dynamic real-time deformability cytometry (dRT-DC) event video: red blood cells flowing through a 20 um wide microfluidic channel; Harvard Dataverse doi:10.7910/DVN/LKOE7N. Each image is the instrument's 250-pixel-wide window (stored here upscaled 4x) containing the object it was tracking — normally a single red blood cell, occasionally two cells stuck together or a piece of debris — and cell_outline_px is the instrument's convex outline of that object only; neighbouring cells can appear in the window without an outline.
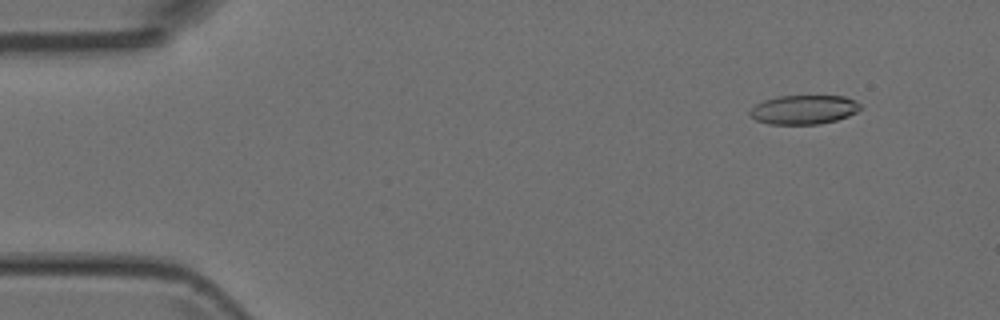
{"species": "Egyptian fruit bat (a non-hibernating species)", "species_latin": "Rousettus aegyptiacus", "temperature_condition": "room temperature", "stored_images_in_passage": 5, "camera_frame_rate_fps": 3000, "um_per_image_px": 0.085, "animal": {"sex": "female"}, "frame": {"image": 1, "passage_image": 2, "time_ms": 1.333, "image_size_px": [1000, 320], "cell_outline_px": [[860, 108], [856, 112], [848, 116], [836, 120], [820, 124], [768, 124], [756, 120], [748, 112], [756, 104], [764, 100], [780, 96], [844, 96], [856, 100], [860, 104]], "centroid_in_image_um": [68.33, 9.32], "position_along_channel_um": 16.7, "area_um2": 18.67}}
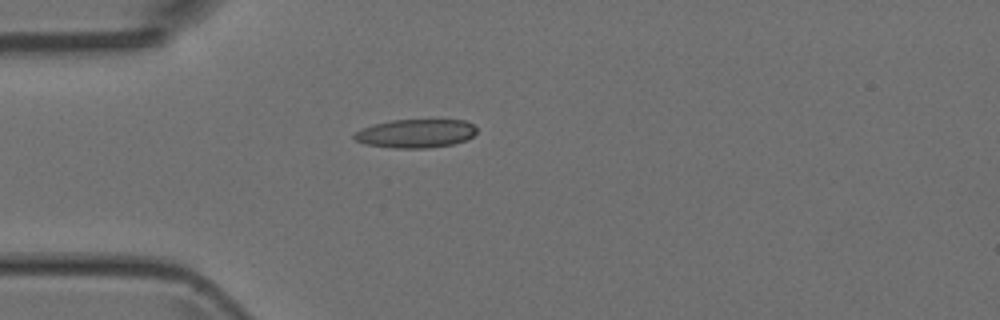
{"frame": {"image": 2, "passage_image": 4, "time_ms": 4.333, "image_size_px": [1000, 320], "cell_outline_px": [[476, 132], [472, 136], [464, 140], [452, 144], [428, 148], [392, 148], [364, 144], [356, 140], [352, 136], [356, 132], [372, 124], [392, 120], [464, 120], [472, 124], [476, 128]], "centroid_in_image_um": [35.31, 11.34], "position_along_channel_um": 49.7, "area_um2": 20.29}}